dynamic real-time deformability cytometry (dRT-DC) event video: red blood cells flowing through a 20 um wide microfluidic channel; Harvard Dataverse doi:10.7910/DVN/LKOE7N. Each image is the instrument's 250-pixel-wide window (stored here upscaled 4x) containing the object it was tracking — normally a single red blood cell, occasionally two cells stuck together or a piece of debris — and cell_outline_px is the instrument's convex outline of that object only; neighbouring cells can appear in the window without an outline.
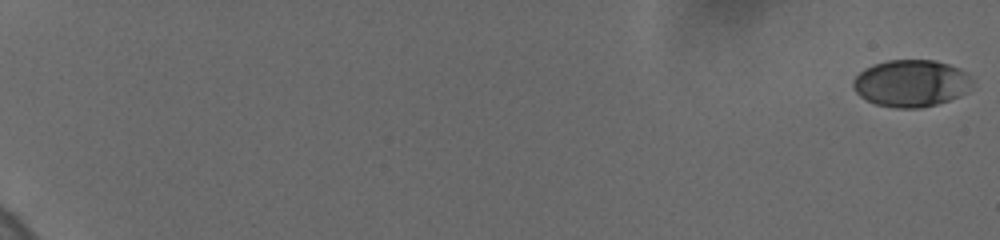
{"species": "human", "species_latin": "Homo sapiens", "temperature_condition": "cold", "stored_images_in_passage": 40, "camera_frame_rate_fps": 3000, "um_per_image_px": 0.085, "donor": {"sex": "female"}, "frame": {"image": 1, "passage_image": 1, "time_ms": 0.0, "image_size_px": [1000, 240], "cell_outline_px": [[972, 84], [964, 92], [948, 100], [936, 104], [920, 108], [896, 108], [876, 104], [860, 96], [856, 92], [852, 84], [852, 80], [864, 68], [872, 64], [888, 60], [932, 60], [948, 64], [960, 68], [968, 72], [972, 80]], "centroid_in_image_um": [77.42, 7.06], "position_along_channel_um": 7.6, "area_um2": 32.54}}
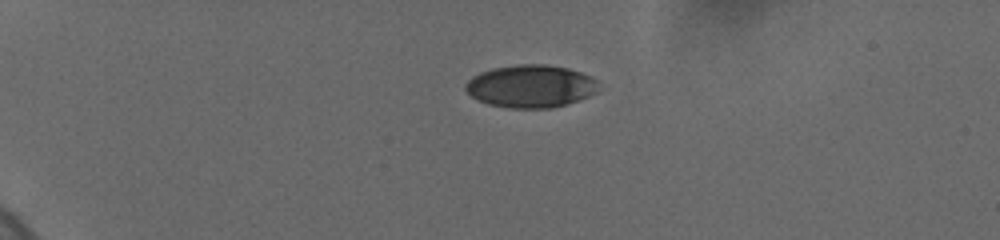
{"frame": {"image": 2, "passage_image": 18, "time_ms": 5.333, "image_size_px": [1000, 240], "cell_outline_px": [[596, 92], [580, 100], [552, 108], [512, 108], [488, 104], [476, 100], [464, 88], [464, 84], [472, 76], [480, 72], [492, 68], [516, 64], [544, 64], [568, 68], [592, 76], [596, 80]], "centroid_in_image_um": [45.08, 7.32], "position_along_channel_um": 39.9, "area_um2": 33.18}}
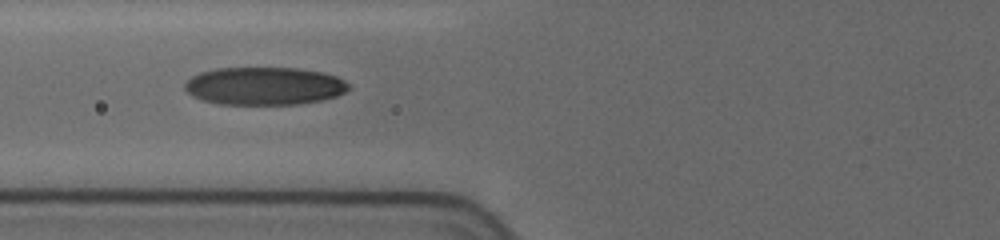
{"frame": {"image": 3, "passage_image": 39, "time_ms": 9.0, "image_size_px": [1000, 240], "cell_outline_px": [[352, 88], [336, 96], [320, 100], [300, 104], [220, 104], [200, 100], [192, 96], [184, 88], [184, 84], [192, 76], [200, 72], [216, 68], [296, 68], [324, 72], [336, 76], [344, 80]], "centroid_in_image_um": [22.46, 7.31], "position_along_channel_um": 103.3, "area_um2": 36.3}}